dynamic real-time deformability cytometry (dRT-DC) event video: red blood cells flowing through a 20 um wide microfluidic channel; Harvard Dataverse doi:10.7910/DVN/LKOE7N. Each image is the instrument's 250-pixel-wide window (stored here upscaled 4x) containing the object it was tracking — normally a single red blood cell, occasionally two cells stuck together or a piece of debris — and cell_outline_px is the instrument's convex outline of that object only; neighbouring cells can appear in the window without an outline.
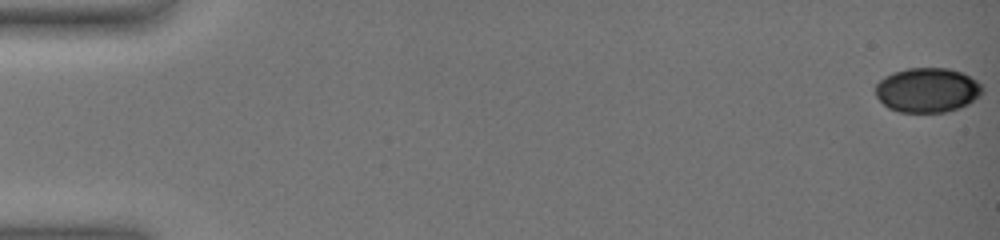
{"species": "common noctule bat (a hibernating species)", "species_latin": "Nyctalus noctula", "temperature_condition": "warm", "stored_images_in_passage": 57, "camera_frame_rate_fps": 3000, "um_per_image_px": 0.085, "animal": {"sex": "female", "body_mass_g": 19.0, "forearm_length_mm": 51.5}, "frame": {"image": 1, "passage_image": 1, "time_ms": 0.0, "image_size_px": [1000, 240], "cell_outline_px": [[984, 88], [980, 96], [968, 104], [960, 108], [944, 112], [900, 112], [888, 108], [876, 96], [876, 84], [880, 80], [892, 72], [908, 68], [948, 68], [960, 72], [976, 80]], "centroid_in_image_um": [78.83, 7.66], "position_along_channel_um": 6.2, "area_um2": 27.74}}
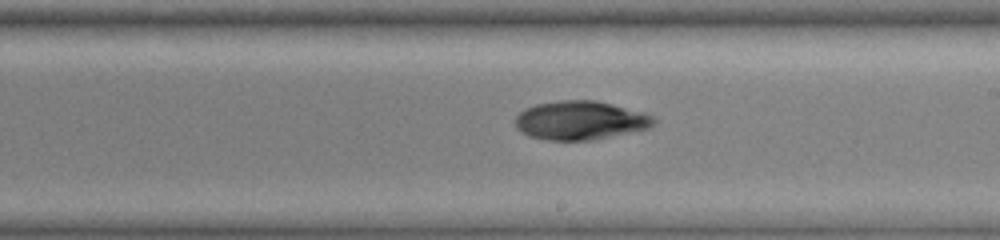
{"frame": {"image": 2, "passage_image": 36, "time_ms": 11.667, "image_size_px": [1000, 240], "cell_outline_px": [[656, 120], [648, 128], [596, 140], [548, 140], [528, 136], [520, 132], [516, 128], [516, 116], [524, 108], [536, 104], [560, 100], [596, 100], [612, 104], [640, 112], [652, 116]], "centroid_in_image_um": [49.27, 10.24], "position_along_channel_um": 239.7, "area_um2": 31.21}}
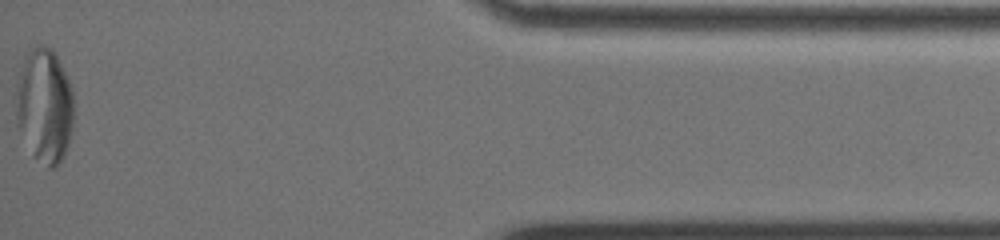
{"frame": {"image": 3, "passage_image": 57, "time_ms": 18.667, "image_size_px": [1000, 240], "cell_outline_px": [[72, 128], [68, 144], [64, 156], [52, 168], [48, 168], [36, 156], [16, 124], [12, 100], [16, 84], [28, 48], [36, 44], [44, 44], [52, 48], [68, 76], [72, 88]], "centroid_in_image_um": [3.74, 8.88], "position_along_channel_um": 431.5, "area_um2": 38.9}}